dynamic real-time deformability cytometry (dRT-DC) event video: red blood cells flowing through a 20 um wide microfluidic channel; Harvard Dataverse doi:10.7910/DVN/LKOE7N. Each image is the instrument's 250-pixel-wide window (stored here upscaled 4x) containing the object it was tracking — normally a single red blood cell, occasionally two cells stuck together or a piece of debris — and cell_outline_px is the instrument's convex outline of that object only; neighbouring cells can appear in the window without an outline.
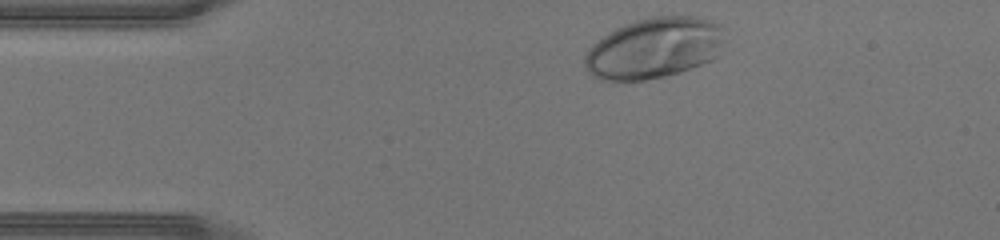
{"species": "human", "species_latin": "Homo sapiens", "temperature_condition": "warm", "stored_images_in_passage": 29, "camera_frame_rate_fps": 3000, "um_per_image_px": 0.085, "donor": {"sex": "male"}, "frame": {"image": 1, "passage_image": 1, "time_ms": 0.0, "image_size_px": [1000, 240], "cell_outline_px": [[724, 40], [720, 56], [712, 60], [680, 72], [664, 76], [644, 80], [600, 80], [592, 76], [588, 72], [584, 64], [584, 56], [588, 48], [592, 44], [616, 28], [624, 24], [636, 20], [652, 16], [696, 16], [724, 24]], "centroid_in_image_um": [55.65, 4.08], "position_along_channel_um": 29.4, "area_um2": 50.17}}
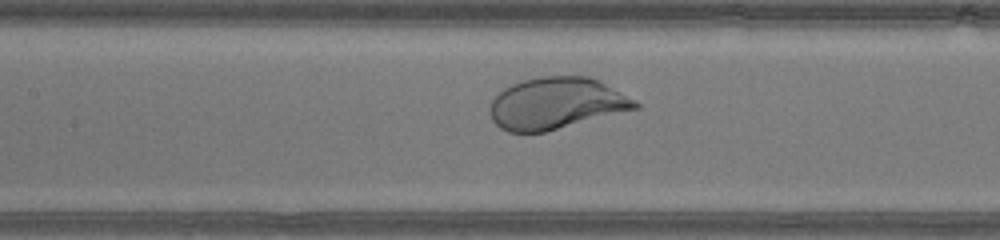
{"frame": {"image": 2, "passage_image": 13, "time_ms": 4.0, "image_size_px": [1000, 240], "cell_outline_px": [[640, 108], [544, 132], [508, 132], [500, 128], [492, 120], [492, 100], [504, 88], [520, 80], [540, 76], [588, 76], [600, 80], [640, 104]], "centroid_in_image_um": [47.29, 8.78], "position_along_channel_um": 160.1, "area_um2": 43.41}}
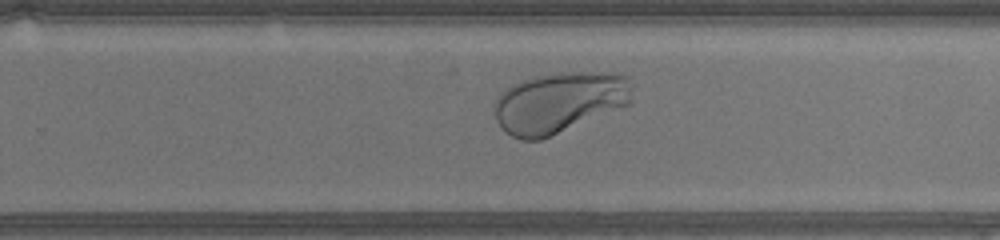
{"frame": {"image": 3, "passage_image": 21, "time_ms": 6.667, "image_size_px": [1000, 240], "cell_outline_px": [[632, 104], [540, 140], [520, 140], [504, 132], [500, 128], [496, 120], [496, 100], [500, 92], [512, 84], [532, 76], [564, 72], [604, 72], [628, 76], [632, 88]], "centroid_in_image_um": [47.55, 8.7], "position_along_channel_um": 282.2, "area_um2": 49.3}}